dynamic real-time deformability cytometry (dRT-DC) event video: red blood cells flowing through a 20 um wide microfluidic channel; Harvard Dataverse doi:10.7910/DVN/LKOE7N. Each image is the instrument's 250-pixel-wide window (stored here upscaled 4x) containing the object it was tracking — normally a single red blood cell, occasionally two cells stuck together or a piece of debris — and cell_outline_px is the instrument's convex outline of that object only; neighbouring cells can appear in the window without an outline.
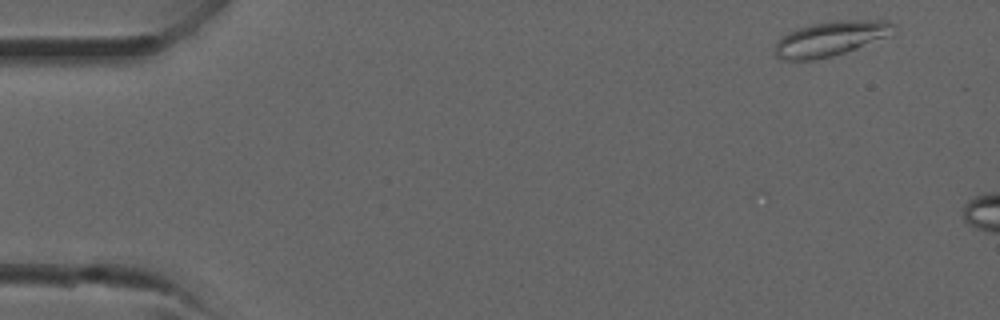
{"species": "common noctule bat (a hibernating species)", "species_latin": "Nyctalus noctula", "temperature_condition": "room temperature", "stored_images_in_passage": 5, "camera_frame_rate_fps": 3000, "um_per_image_px": 0.085, "animal": {"sex": "male", "forearm_length_mm": 52.5}, "frame": {"image": 1, "passage_image": 2, "time_ms": 0.333, "image_size_px": [1000, 320], "cell_outline_px": [[900, 28], [896, 32], [856, 48], [832, 56], [812, 60], [784, 60], [776, 56], [772, 52], [776, 44], [788, 32], [796, 28], [812, 24], [836, 20], [888, 20], [896, 24]], "centroid_in_image_um": [70.63, 3.27], "position_along_channel_um": 14.4, "area_um2": 24.1}}